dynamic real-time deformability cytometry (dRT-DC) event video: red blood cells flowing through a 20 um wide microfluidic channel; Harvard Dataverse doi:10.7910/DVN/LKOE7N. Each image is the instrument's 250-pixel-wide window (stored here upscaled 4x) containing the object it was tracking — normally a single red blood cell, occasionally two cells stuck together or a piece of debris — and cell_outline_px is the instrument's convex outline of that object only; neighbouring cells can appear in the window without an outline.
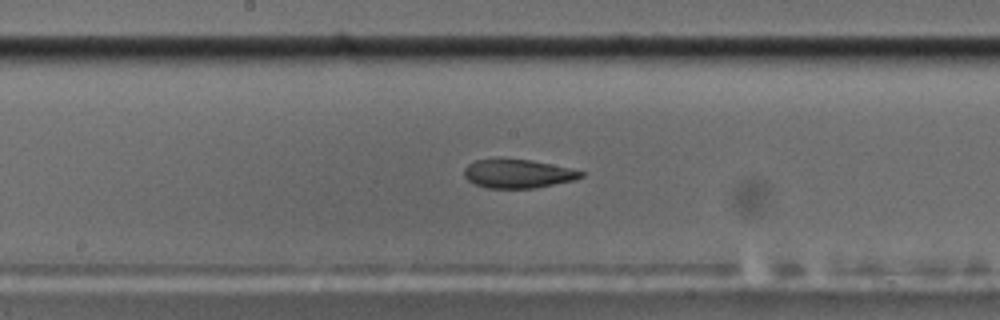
{"species": "common noctule bat (a hibernating species)", "species_latin": "Nyctalus noctula", "temperature_condition": "cold", "stored_images_in_passage": 57, "camera_frame_rate_fps": 3000, "um_per_image_px": 0.085, "animal": {"sex": "male", "body_mass_g": 17.5, "forearm_length_mm": 52.3}, "frame": {"image": 1, "passage_image": 30, "time_ms": 9.667, "image_size_px": [1000, 320], "cell_outline_px": [[584, 176], [576, 180], [536, 188], [488, 188], [476, 184], [468, 180], [464, 176], [464, 168], [468, 164], [476, 160], [500, 156], [532, 160], [572, 168], [584, 172]], "centroid_in_image_um": [44.02, 14.73], "position_along_channel_um": 204.2, "area_um2": 20.23}}
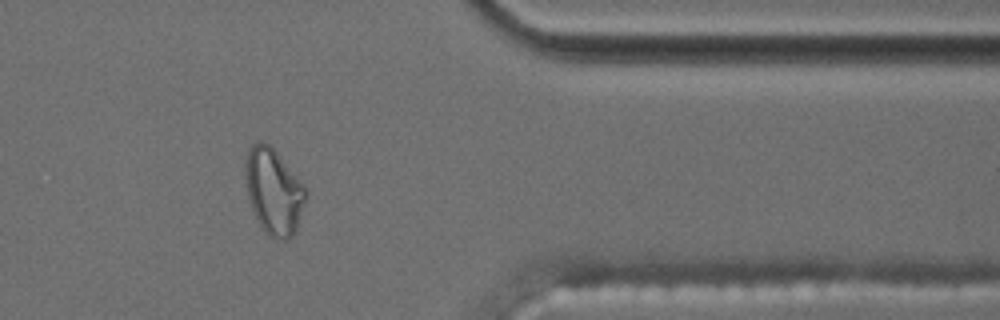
{"frame": {"image": 2, "passage_image": 47, "time_ms": 15.333, "image_size_px": [1000, 320], "cell_outline_px": [[304, 200], [296, 228], [292, 236], [284, 240], [268, 236], [264, 232], [252, 208], [248, 196], [244, 172], [244, 164], [248, 148], [252, 144], [260, 140], [268, 144], [276, 152], [304, 184]], "centroid_in_image_um": [23.21, 16.23], "position_along_channel_um": 388.2, "area_um2": 29.65}}
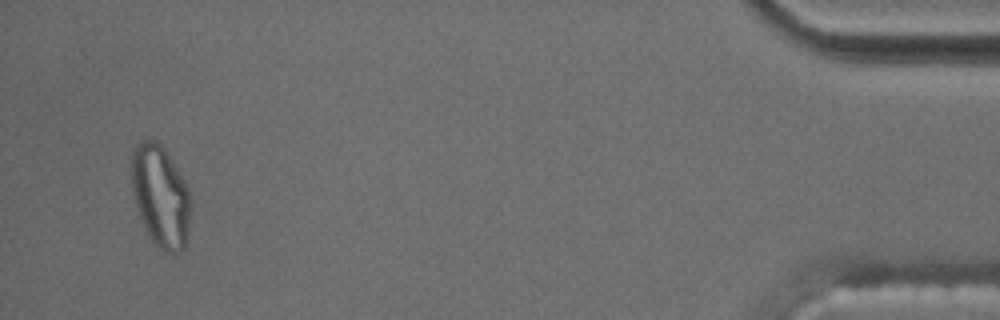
{"frame": {"image": 3, "passage_image": 55, "time_ms": 18.0, "image_size_px": [1000, 320], "cell_outline_px": [[188, 240], [184, 248], [172, 256], [164, 252], [152, 240], [144, 228], [136, 208], [132, 192], [132, 152], [136, 144], [144, 136], [148, 136], [156, 140], [164, 148], [172, 160], [184, 180], [188, 188]], "centroid_in_image_um": [13.61, 16.65], "position_along_channel_um": 421.6, "area_um2": 35.26}, "authors_computed_cell_mechanics": {"area_um2": 20.4612, "velocity_mm_per_s": 3.5361, "shape_relaxation_time_tau1_ms": null, "shape_relaxation_time_tau2_ms": 2.7063, "deformation_change_tau1": null, "deformation_change_tau2": 0.0994}}